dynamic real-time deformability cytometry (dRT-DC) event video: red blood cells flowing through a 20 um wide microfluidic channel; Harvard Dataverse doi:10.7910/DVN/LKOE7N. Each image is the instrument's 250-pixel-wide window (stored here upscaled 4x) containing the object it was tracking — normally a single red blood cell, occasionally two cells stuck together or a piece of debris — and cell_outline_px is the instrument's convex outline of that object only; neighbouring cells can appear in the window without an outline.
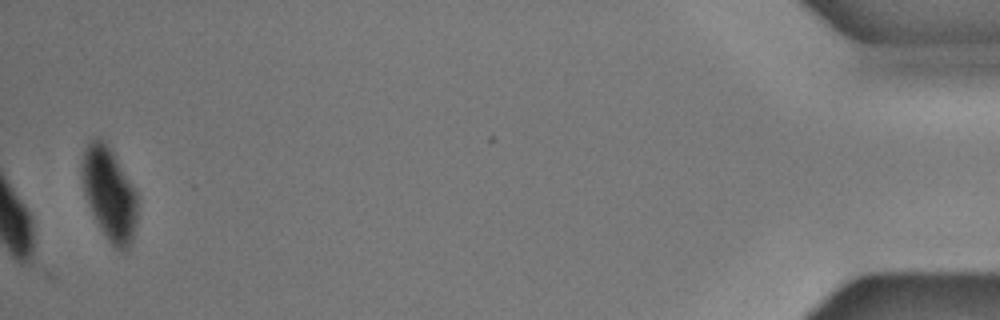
{"species": "common noctule bat (a hibernating species)", "species_latin": "Nyctalus noctula", "temperature_condition": "cold", "stored_images_in_passage": 42, "camera_frame_rate_fps": 3000, "um_per_image_px": 0.085, "animal": {"sex": "male", "body_mass_g": 17.9, "forearm_length_mm": 54.2}, "frame": {"image": 1, "passage_image": 42, "time_ms": 13.667, "image_size_px": [1000, 320], "cell_outline_px": [[136, 220], [132, 240], [128, 248], [116, 248], [108, 240], [100, 228], [92, 212], [84, 192], [84, 152], [88, 144], [96, 136], [112, 152], [136, 192]], "centroid_in_image_um": [9.31, 16.52], "position_along_channel_um": 425.9, "area_um2": 28.38}}